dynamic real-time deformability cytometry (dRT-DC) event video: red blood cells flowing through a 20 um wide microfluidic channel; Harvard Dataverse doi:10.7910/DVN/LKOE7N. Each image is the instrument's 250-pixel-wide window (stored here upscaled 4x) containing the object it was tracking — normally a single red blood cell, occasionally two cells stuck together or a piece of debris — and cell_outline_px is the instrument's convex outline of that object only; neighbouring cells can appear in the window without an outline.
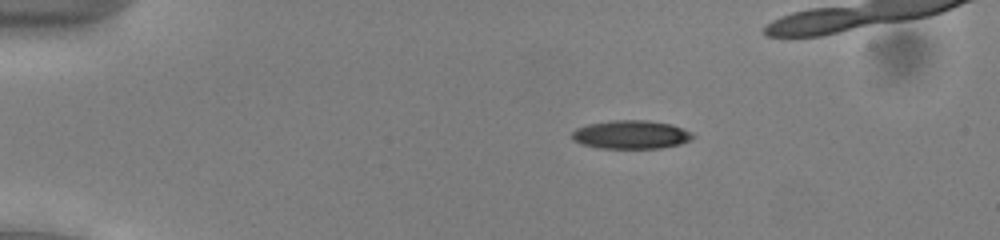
{"species": "common noctule bat (a hibernating species)", "species_latin": "Nyctalus noctula", "temperature_condition": "cold", "stored_images_in_passage": 38, "camera_frame_rate_fps": 3000, "um_per_image_px": 0.085, "animal": {"sex": "male", "body_mass_g": 13.0, "forearm_length_mm": 53.1}, "frame": {"image": 1, "passage_image": 1, "time_ms": 0.0, "image_size_px": [1000, 240], "cell_outline_px": [[696, 136], [692, 140], [680, 144], [660, 148], [600, 148], [580, 144], [572, 140], [572, 132], [576, 128], [588, 124], [608, 120], [648, 120], [672, 124], [692, 132]], "centroid_in_image_um": [53.65, 11.44], "position_along_channel_um": 31.4, "area_um2": 20.35}}
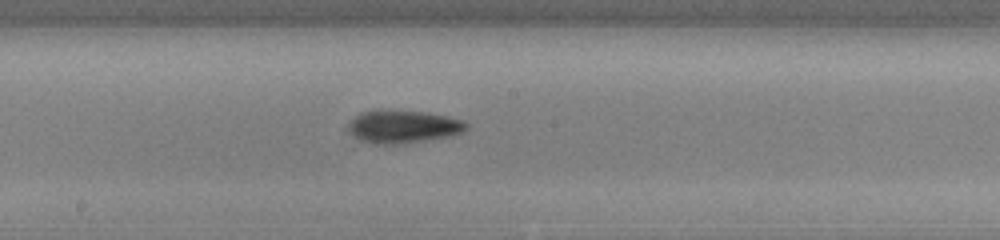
{"frame": {"image": 2, "passage_image": 20, "time_ms": 6.333, "image_size_px": [1000, 240], "cell_outline_px": [[468, 128], [452, 136], [404, 144], [376, 144], [360, 140], [348, 128], [348, 124], [360, 112], [428, 112], [448, 116], [464, 120], [468, 124]], "centroid_in_image_um": [34.35, 10.8], "position_along_channel_um": 213.8, "area_um2": 22.08}}
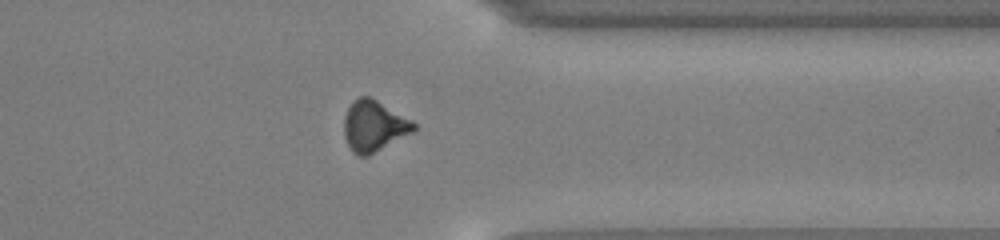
{"frame": {"image": 3, "passage_image": 33, "time_ms": 10.667, "image_size_px": [1000, 240], "cell_outline_px": [[416, 132], [368, 156], [360, 156], [352, 152], [344, 136], [344, 116], [348, 108], [360, 96], [368, 96], [376, 100], [412, 120], [416, 124]], "centroid_in_image_um": [31.81, 10.74], "position_along_channel_um": 379.6, "area_um2": 20.75}}